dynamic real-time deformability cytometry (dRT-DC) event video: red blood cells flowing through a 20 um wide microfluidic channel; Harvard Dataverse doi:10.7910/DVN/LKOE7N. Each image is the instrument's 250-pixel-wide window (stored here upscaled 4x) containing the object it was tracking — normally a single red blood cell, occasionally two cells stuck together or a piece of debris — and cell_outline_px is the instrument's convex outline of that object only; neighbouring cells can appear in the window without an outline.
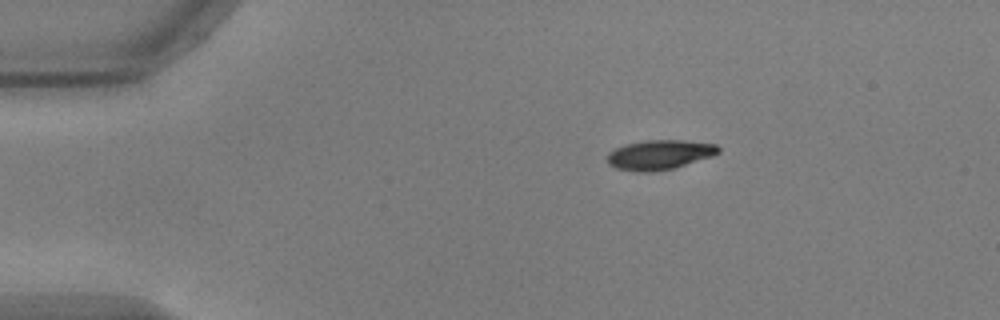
{"species": "common noctule bat (a hibernating species)", "species_latin": "Nyctalus noctula", "temperature_condition": "warm", "stored_images_in_passage": 46, "camera_frame_rate_fps": 3000, "um_per_image_px": 0.085, "animal": {"sex": "male", "body_mass_g": 17.9, "forearm_length_mm": 54.2}, "frame": {"image": 1, "passage_image": 1, "time_ms": 0.0, "image_size_px": [1000, 320], "cell_outline_px": [[720, 152], [712, 156], [676, 168], [652, 172], [636, 172], [616, 168], [608, 164], [604, 160], [608, 152], [616, 148], [628, 144], [644, 140], [684, 140], [716, 144], [720, 148]], "centroid_in_image_um": [56.04, 13.16], "position_along_channel_um": 29.0, "area_um2": 19.48}}
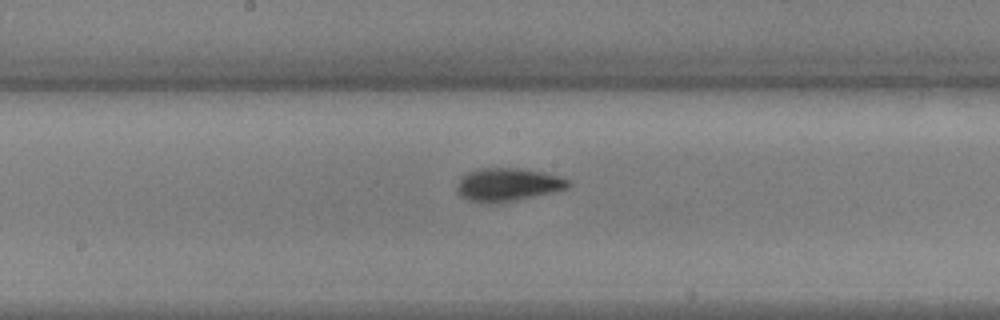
{"frame": {"image": 2, "passage_image": 20, "time_ms": 6.333, "image_size_px": [1000, 320], "cell_outline_px": [[572, 184], [568, 188], [556, 192], [516, 200], [492, 204], [476, 204], [460, 196], [456, 192], [456, 184], [468, 172], [480, 168], [520, 168], [544, 172], [560, 176], [572, 180]], "centroid_in_image_um": [43.18, 15.71], "position_along_channel_um": 205.0, "area_um2": 22.08}}
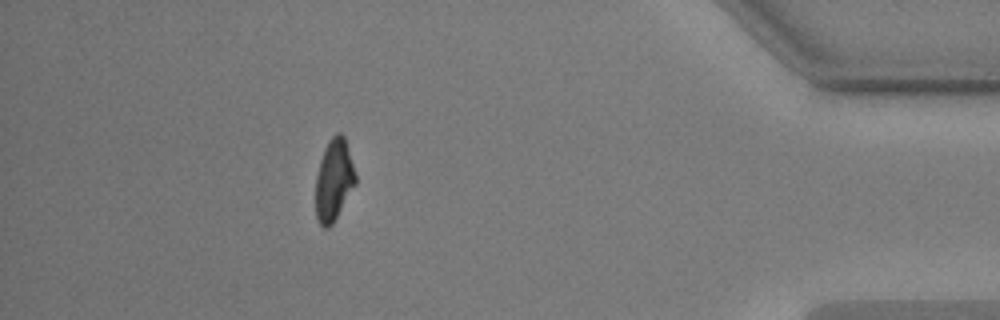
{"frame": {"image": 3, "passage_image": 40, "time_ms": 13.0, "image_size_px": [1000, 320], "cell_outline_px": [[356, 184], [332, 224], [328, 228], [324, 228], [320, 224], [316, 216], [316, 176], [320, 160], [324, 148], [328, 140], [336, 132], [340, 132], [344, 136], [356, 172]], "centroid_in_image_um": [28.38, 15.27], "position_along_channel_um": 406.8, "area_um2": 19.02}, "authors_computed_cell_mechanics": {"area_um2": 20.1144, "velocity_mm_per_s": 3.7285, "shape_relaxation_time_tau1_ms": 2.9961, "shape_relaxation_time_tau2_ms": 3.3254, "deformation_change_tau1": 0.1462, "deformation_change_tau2": 0.0734}}